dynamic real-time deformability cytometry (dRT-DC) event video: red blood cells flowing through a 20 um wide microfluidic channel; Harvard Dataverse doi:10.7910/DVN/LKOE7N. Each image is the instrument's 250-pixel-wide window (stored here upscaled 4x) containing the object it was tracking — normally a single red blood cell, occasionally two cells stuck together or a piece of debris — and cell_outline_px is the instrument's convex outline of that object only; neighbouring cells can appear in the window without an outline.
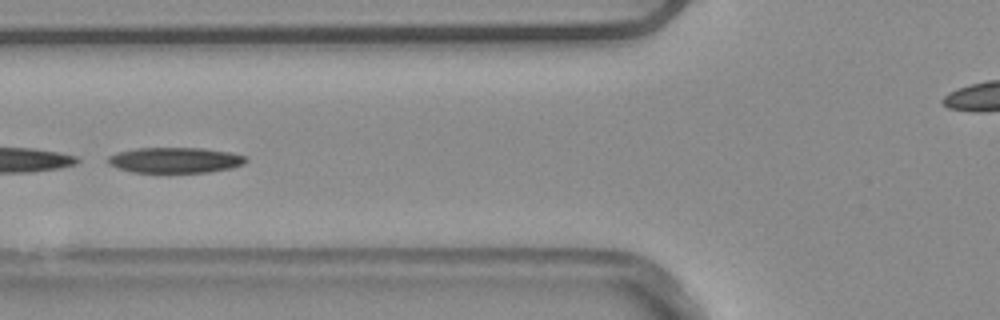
{"species": "common noctule bat (a hibernating species)", "species_latin": "Nyctalus noctula", "temperature_condition": "warm", "stored_images_in_passage": 5, "camera_frame_rate_fps": 3000, "um_per_image_px": 0.085, "animal": {"sex": "male", "body_mass_g": 20.4}, "frame": {"image": 1, "passage_image": 5, "time_ms": 1.333, "image_size_px": [1000, 320], "cell_outline_px": [[248, 160], [244, 164], [232, 168], [208, 172], [132, 172], [108, 164], [108, 156], [116, 152], [136, 148], [204, 148], [232, 152], [244, 156]], "centroid_in_image_um": [14.9, 13.6], "position_along_channel_um": 110.9, "area_um2": 20.58}}